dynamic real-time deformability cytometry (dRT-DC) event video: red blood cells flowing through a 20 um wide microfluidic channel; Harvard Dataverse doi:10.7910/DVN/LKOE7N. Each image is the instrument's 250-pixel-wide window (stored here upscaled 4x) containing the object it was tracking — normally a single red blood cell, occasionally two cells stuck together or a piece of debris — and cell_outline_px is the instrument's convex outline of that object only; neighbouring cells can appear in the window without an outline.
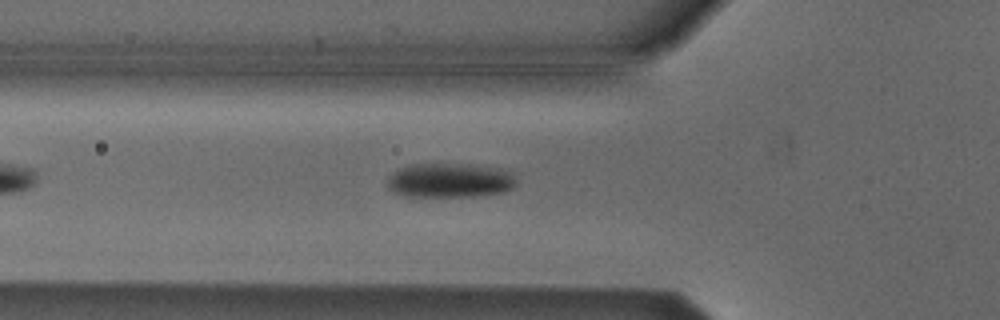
{"species": "Egyptian fruit bat (a non-hibernating species)", "species_latin": "Rousettus aegyptiacus", "temperature_condition": "cold", "stored_images_in_passage": 33, "camera_frame_rate_fps": 3000, "um_per_image_px": 0.085, "animal": {"sex": "male"}, "frame": {"image": 1, "passage_image": 8, "time_ms": 2.333, "image_size_px": [1000, 320], "cell_outline_px": [[516, 184], [512, 188], [504, 192], [472, 196], [404, 196], [388, 188], [388, 180], [392, 172], [400, 168], [412, 164], [468, 164], [500, 168], [512, 172], [516, 180]], "centroid_in_image_um": [38.26, 15.32], "position_along_channel_um": 87.5, "area_um2": 25.84}}
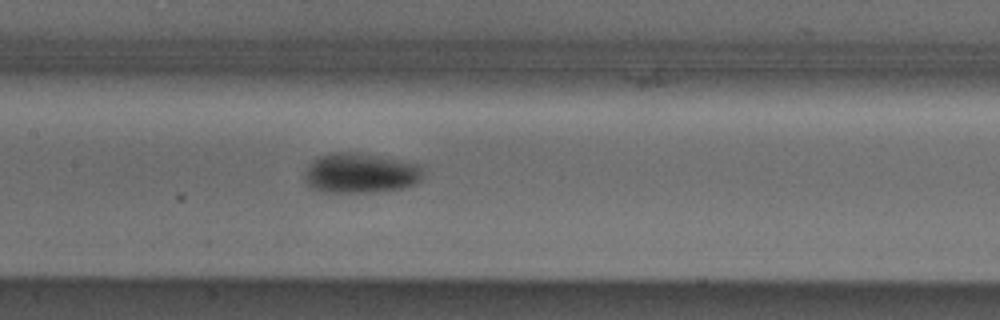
{"frame": {"image": 2, "passage_image": 15, "time_ms": 4.667, "image_size_px": [1000, 320], "cell_outline_px": [[420, 180], [412, 184], [400, 188], [372, 192], [324, 192], [312, 188], [304, 180], [304, 176], [312, 160], [316, 156], [332, 152], [356, 152], [416, 164], [420, 168]], "centroid_in_image_um": [30.53, 14.71], "position_along_channel_um": 176.9, "area_um2": 27.05}}
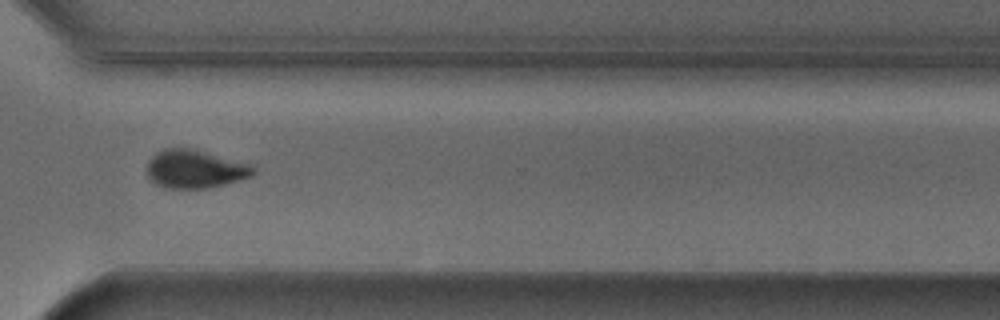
{"frame": {"image": 3, "passage_image": 29, "time_ms": 9.333, "image_size_px": [1000, 320], "cell_outline_px": [[256, 172], [252, 176], [240, 180], [208, 188], [164, 188], [156, 184], [148, 176], [148, 160], [156, 152], [164, 148], [196, 148], [248, 164], [256, 168]], "centroid_in_image_um": [16.58, 14.36], "position_along_channel_um": 354.0, "area_um2": 23.81}}